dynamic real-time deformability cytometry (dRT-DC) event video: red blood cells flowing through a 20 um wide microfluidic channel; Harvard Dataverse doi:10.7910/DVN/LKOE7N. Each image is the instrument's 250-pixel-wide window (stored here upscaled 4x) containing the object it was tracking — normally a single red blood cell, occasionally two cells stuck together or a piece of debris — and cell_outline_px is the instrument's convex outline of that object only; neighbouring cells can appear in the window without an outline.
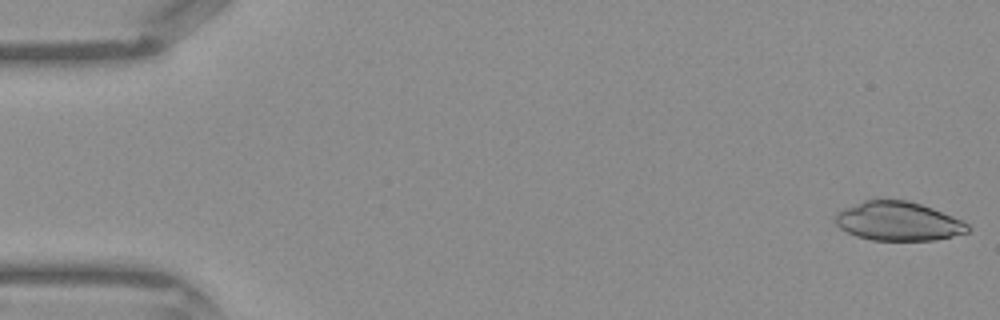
{"species": "Egyptian fruit bat (a non-hibernating species)", "species_latin": "Rousettus aegyptiacus", "temperature_condition": "warm", "stored_images_in_passage": 13, "camera_frame_rate_fps": 3000, "um_per_image_px": 0.085, "frame": {"image": 1, "passage_image": 1, "time_ms": 0.0, "image_size_px": [1000, 320], "cell_outline_px": [[972, 228], [968, 232], [936, 240], [872, 240], [856, 236], [840, 228], [832, 220], [844, 208], [864, 200], [880, 196], [908, 200], [932, 208], [952, 216], [968, 224]], "centroid_in_image_um": [76.32, 18.77], "position_along_channel_um": 8.7, "area_um2": 30.52}}